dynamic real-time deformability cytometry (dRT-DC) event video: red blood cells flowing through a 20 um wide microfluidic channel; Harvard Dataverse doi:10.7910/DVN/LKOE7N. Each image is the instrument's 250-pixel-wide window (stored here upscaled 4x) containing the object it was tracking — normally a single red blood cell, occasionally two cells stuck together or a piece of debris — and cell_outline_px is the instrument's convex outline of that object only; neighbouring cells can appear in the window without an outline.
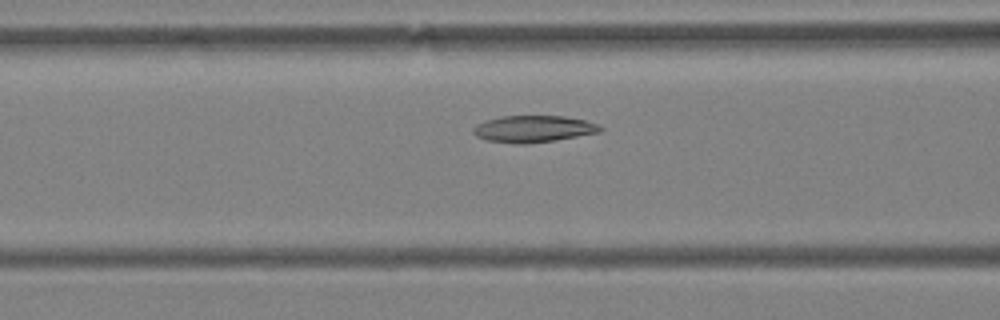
{"species": "Egyptian fruit bat (a non-hibernating species)", "species_latin": "Rousettus aegyptiacus", "temperature_condition": "warm", "stored_images_in_passage": 51, "camera_frame_rate_fps": 3000, "um_per_image_px": 0.085, "animal": {"sex": "female"}, "frame": {"image": 1, "passage_image": 20, "time_ms": 6.333, "image_size_px": [1000, 320], "cell_outline_px": [[604, 128], [600, 132], [556, 140], [524, 144], [516, 144], [488, 140], [476, 136], [472, 132], [472, 128], [476, 124], [500, 116], [564, 116], [584, 120], [596, 124]], "centroid_in_image_um": [45.32, 10.96], "position_along_channel_um": 121.3, "area_um2": 19.71}}
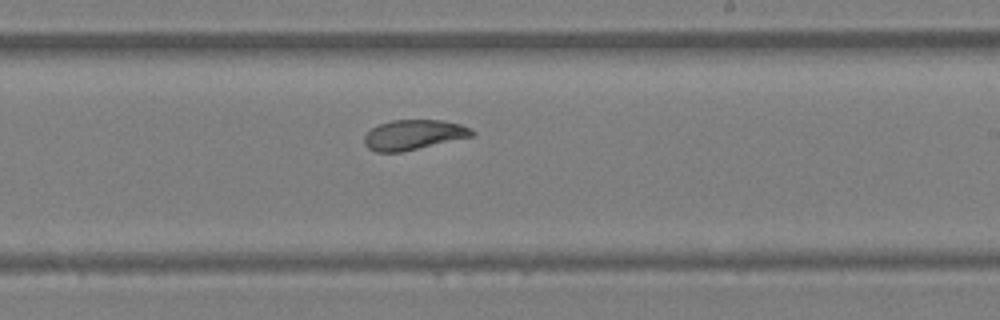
{"frame": {"image": 2, "passage_image": 32, "time_ms": 10.333, "image_size_px": [1000, 320], "cell_outline_px": [[476, 132], [472, 136], [400, 152], [376, 152], [368, 148], [364, 144], [364, 136], [372, 128], [380, 124], [392, 120], [444, 120], [460, 124], [472, 128]], "centroid_in_image_um": [35.16, 11.45], "position_along_channel_um": 253.8, "area_um2": 18.67}}
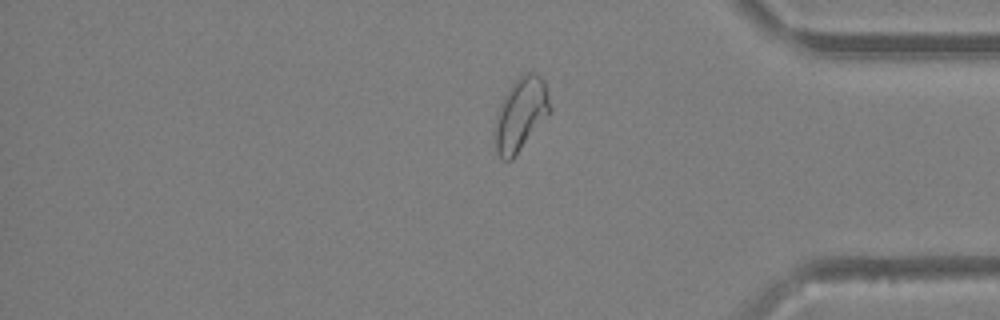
{"frame": {"image": 3, "passage_image": 46, "time_ms": 15.0, "image_size_px": [1000, 320], "cell_outline_px": [[552, 112], [512, 160], [504, 160], [496, 152], [496, 120], [500, 104], [508, 88], [524, 72], [536, 72], [544, 80], [548, 92], [552, 108]], "centroid_in_image_um": [44.32, 9.68], "position_along_channel_um": 390.9, "area_um2": 23.52}}